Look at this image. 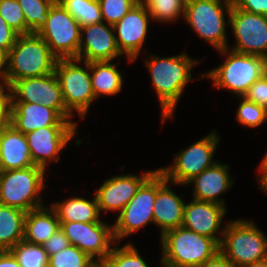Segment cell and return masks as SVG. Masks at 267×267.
I'll list each match as a JSON object with an SVG mask.
<instances>
[{"label": "cell", "instance_id": "6da1fadb", "mask_svg": "<svg viewBox=\"0 0 267 267\" xmlns=\"http://www.w3.org/2000/svg\"><path fill=\"white\" fill-rule=\"evenodd\" d=\"M146 66L151 73L152 84L158 95L161 105L162 121L172 118L176 105L186 87L187 82L192 81L191 70L198 60L181 53L171 57L150 56Z\"/></svg>", "mask_w": 267, "mask_h": 267}, {"label": "cell", "instance_id": "7a4b0ae2", "mask_svg": "<svg viewBox=\"0 0 267 267\" xmlns=\"http://www.w3.org/2000/svg\"><path fill=\"white\" fill-rule=\"evenodd\" d=\"M6 59L5 82L9 86L20 79L54 73L58 60L37 33L18 35Z\"/></svg>", "mask_w": 267, "mask_h": 267}, {"label": "cell", "instance_id": "3957f363", "mask_svg": "<svg viewBox=\"0 0 267 267\" xmlns=\"http://www.w3.org/2000/svg\"><path fill=\"white\" fill-rule=\"evenodd\" d=\"M161 242L163 267H199L220 251L214 239L183 226L166 231Z\"/></svg>", "mask_w": 267, "mask_h": 267}, {"label": "cell", "instance_id": "277c9868", "mask_svg": "<svg viewBox=\"0 0 267 267\" xmlns=\"http://www.w3.org/2000/svg\"><path fill=\"white\" fill-rule=\"evenodd\" d=\"M227 55L221 66L205 72L204 76L213 80L217 89L231 90L238 97L243 96L249 87L263 74L267 60L261 56L239 53L229 48L218 50Z\"/></svg>", "mask_w": 267, "mask_h": 267}, {"label": "cell", "instance_id": "5b68a950", "mask_svg": "<svg viewBox=\"0 0 267 267\" xmlns=\"http://www.w3.org/2000/svg\"><path fill=\"white\" fill-rule=\"evenodd\" d=\"M46 170L39 166L1 171L0 204L29 212L43 206Z\"/></svg>", "mask_w": 267, "mask_h": 267}, {"label": "cell", "instance_id": "8992f818", "mask_svg": "<svg viewBox=\"0 0 267 267\" xmlns=\"http://www.w3.org/2000/svg\"><path fill=\"white\" fill-rule=\"evenodd\" d=\"M219 249L234 267H240L267 258V237L251 220L237 219L225 226Z\"/></svg>", "mask_w": 267, "mask_h": 267}, {"label": "cell", "instance_id": "52a82bcc", "mask_svg": "<svg viewBox=\"0 0 267 267\" xmlns=\"http://www.w3.org/2000/svg\"><path fill=\"white\" fill-rule=\"evenodd\" d=\"M232 4V0H186L183 17L200 38L222 50L229 48L226 24L230 23ZM224 15L228 16L227 22Z\"/></svg>", "mask_w": 267, "mask_h": 267}, {"label": "cell", "instance_id": "ba28073f", "mask_svg": "<svg viewBox=\"0 0 267 267\" xmlns=\"http://www.w3.org/2000/svg\"><path fill=\"white\" fill-rule=\"evenodd\" d=\"M79 63L85 64V68L79 66ZM54 73L58 78L66 109L72 115L77 111L83 119L90 104L96 99L92 90L90 63L81 62L77 58L58 59Z\"/></svg>", "mask_w": 267, "mask_h": 267}, {"label": "cell", "instance_id": "9c48e42d", "mask_svg": "<svg viewBox=\"0 0 267 267\" xmlns=\"http://www.w3.org/2000/svg\"><path fill=\"white\" fill-rule=\"evenodd\" d=\"M165 176L158 170L140 186L137 193L119 213L117 221L112 225L115 241L121 240L154 223V202L157 190L166 182Z\"/></svg>", "mask_w": 267, "mask_h": 267}, {"label": "cell", "instance_id": "30bf717a", "mask_svg": "<svg viewBox=\"0 0 267 267\" xmlns=\"http://www.w3.org/2000/svg\"><path fill=\"white\" fill-rule=\"evenodd\" d=\"M37 34L58 59L78 58L81 26L57 0L49 9L47 21Z\"/></svg>", "mask_w": 267, "mask_h": 267}, {"label": "cell", "instance_id": "8fae6325", "mask_svg": "<svg viewBox=\"0 0 267 267\" xmlns=\"http://www.w3.org/2000/svg\"><path fill=\"white\" fill-rule=\"evenodd\" d=\"M219 138L216 131L211 132L191 146L189 145L184 151H180L175 156L173 166L158 170L170 184L186 185L193 177L218 162L213 159V156L220 141Z\"/></svg>", "mask_w": 267, "mask_h": 267}, {"label": "cell", "instance_id": "7c38bea8", "mask_svg": "<svg viewBox=\"0 0 267 267\" xmlns=\"http://www.w3.org/2000/svg\"><path fill=\"white\" fill-rule=\"evenodd\" d=\"M70 245L86 253L96 263H102L111 252V245L117 242L113 236L112 225L99 222H60ZM95 257H97L95 259Z\"/></svg>", "mask_w": 267, "mask_h": 267}, {"label": "cell", "instance_id": "4fadbf2b", "mask_svg": "<svg viewBox=\"0 0 267 267\" xmlns=\"http://www.w3.org/2000/svg\"><path fill=\"white\" fill-rule=\"evenodd\" d=\"M10 88L12 102L40 103L71 121L73 115L66 109L55 73L20 79L14 81Z\"/></svg>", "mask_w": 267, "mask_h": 267}, {"label": "cell", "instance_id": "5bb4252c", "mask_svg": "<svg viewBox=\"0 0 267 267\" xmlns=\"http://www.w3.org/2000/svg\"><path fill=\"white\" fill-rule=\"evenodd\" d=\"M229 24L236 38L231 50L267 60V16L231 6Z\"/></svg>", "mask_w": 267, "mask_h": 267}, {"label": "cell", "instance_id": "9a60e30c", "mask_svg": "<svg viewBox=\"0 0 267 267\" xmlns=\"http://www.w3.org/2000/svg\"><path fill=\"white\" fill-rule=\"evenodd\" d=\"M76 130L77 126H47L26 133L34 165L46 170L47 163L51 161L57 163L58 154L74 138Z\"/></svg>", "mask_w": 267, "mask_h": 267}, {"label": "cell", "instance_id": "2e32d148", "mask_svg": "<svg viewBox=\"0 0 267 267\" xmlns=\"http://www.w3.org/2000/svg\"><path fill=\"white\" fill-rule=\"evenodd\" d=\"M149 18L151 16L148 9L137 3L119 22L113 25L114 32L118 36H115L117 47L130 62L137 59L145 43Z\"/></svg>", "mask_w": 267, "mask_h": 267}, {"label": "cell", "instance_id": "e0dca14e", "mask_svg": "<svg viewBox=\"0 0 267 267\" xmlns=\"http://www.w3.org/2000/svg\"><path fill=\"white\" fill-rule=\"evenodd\" d=\"M115 36L113 25L105 22L82 26L77 59L88 63L113 61L122 55Z\"/></svg>", "mask_w": 267, "mask_h": 267}, {"label": "cell", "instance_id": "ac0fdd59", "mask_svg": "<svg viewBox=\"0 0 267 267\" xmlns=\"http://www.w3.org/2000/svg\"><path fill=\"white\" fill-rule=\"evenodd\" d=\"M226 212L225 206L193 198L190 203H185L182 226L199 235L212 238L220 245L225 231L221 225ZM218 231L220 236L216 235Z\"/></svg>", "mask_w": 267, "mask_h": 267}, {"label": "cell", "instance_id": "d6986e66", "mask_svg": "<svg viewBox=\"0 0 267 267\" xmlns=\"http://www.w3.org/2000/svg\"><path fill=\"white\" fill-rule=\"evenodd\" d=\"M155 171L143 172L142 176L124 174L106 179L94 193L100 212L117 210L120 213Z\"/></svg>", "mask_w": 267, "mask_h": 267}, {"label": "cell", "instance_id": "ffe728a7", "mask_svg": "<svg viewBox=\"0 0 267 267\" xmlns=\"http://www.w3.org/2000/svg\"><path fill=\"white\" fill-rule=\"evenodd\" d=\"M10 125L23 134L47 126H77L40 103L12 102Z\"/></svg>", "mask_w": 267, "mask_h": 267}, {"label": "cell", "instance_id": "44dd1931", "mask_svg": "<svg viewBox=\"0 0 267 267\" xmlns=\"http://www.w3.org/2000/svg\"><path fill=\"white\" fill-rule=\"evenodd\" d=\"M229 167L228 164L216 162L188 181L186 185H194L193 198L225 206V201L218 196L228 191L233 184Z\"/></svg>", "mask_w": 267, "mask_h": 267}, {"label": "cell", "instance_id": "7402d4cb", "mask_svg": "<svg viewBox=\"0 0 267 267\" xmlns=\"http://www.w3.org/2000/svg\"><path fill=\"white\" fill-rule=\"evenodd\" d=\"M34 166L25 134L7 125L0 130L1 171Z\"/></svg>", "mask_w": 267, "mask_h": 267}, {"label": "cell", "instance_id": "603a6c76", "mask_svg": "<svg viewBox=\"0 0 267 267\" xmlns=\"http://www.w3.org/2000/svg\"><path fill=\"white\" fill-rule=\"evenodd\" d=\"M166 181L156 192L154 224L161 229V236L171 229L181 227L185 202L168 186Z\"/></svg>", "mask_w": 267, "mask_h": 267}, {"label": "cell", "instance_id": "cb8c5ba5", "mask_svg": "<svg viewBox=\"0 0 267 267\" xmlns=\"http://www.w3.org/2000/svg\"><path fill=\"white\" fill-rule=\"evenodd\" d=\"M60 228V221L55 211L42 206L30 210L25 217L24 241L43 245Z\"/></svg>", "mask_w": 267, "mask_h": 267}, {"label": "cell", "instance_id": "d4e9b609", "mask_svg": "<svg viewBox=\"0 0 267 267\" xmlns=\"http://www.w3.org/2000/svg\"><path fill=\"white\" fill-rule=\"evenodd\" d=\"M87 200L82 197H71L62 203H52L50 206L60 222H99L100 210L97 199Z\"/></svg>", "mask_w": 267, "mask_h": 267}, {"label": "cell", "instance_id": "484cf974", "mask_svg": "<svg viewBox=\"0 0 267 267\" xmlns=\"http://www.w3.org/2000/svg\"><path fill=\"white\" fill-rule=\"evenodd\" d=\"M90 76L96 99L101 95H116L122 89L123 75L111 61L90 62Z\"/></svg>", "mask_w": 267, "mask_h": 267}, {"label": "cell", "instance_id": "4316f807", "mask_svg": "<svg viewBox=\"0 0 267 267\" xmlns=\"http://www.w3.org/2000/svg\"><path fill=\"white\" fill-rule=\"evenodd\" d=\"M27 212L0 204V251L11 250L24 239Z\"/></svg>", "mask_w": 267, "mask_h": 267}, {"label": "cell", "instance_id": "83f0119b", "mask_svg": "<svg viewBox=\"0 0 267 267\" xmlns=\"http://www.w3.org/2000/svg\"><path fill=\"white\" fill-rule=\"evenodd\" d=\"M80 24L86 26L103 22L98 0H57Z\"/></svg>", "mask_w": 267, "mask_h": 267}, {"label": "cell", "instance_id": "f1b7e54d", "mask_svg": "<svg viewBox=\"0 0 267 267\" xmlns=\"http://www.w3.org/2000/svg\"><path fill=\"white\" fill-rule=\"evenodd\" d=\"M146 7L151 20L169 23L184 15L186 0H138Z\"/></svg>", "mask_w": 267, "mask_h": 267}, {"label": "cell", "instance_id": "f546056e", "mask_svg": "<svg viewBox=\"0 0 267 267\" xmlns=\"http://www.w3.org/2000/svg\"><path fill=\"white\" fill-rule=\"evenodd\" d=\"M21 6L27 28L37 33L47 21L49 9L56 0H17Z\"/></svg>", "mask_w": 267, "mask_h": 267}, {"label": "cell", "instance_id": "4dcf8cb0", "mask_svg": "<svg viewBox=\"0 0 267 267\" xmlns=\"http://www.w3.org/2000/svg\"><path fill=\"white\" fill-rule=\"evenodd\" d=\"M21 267H48L49 257L42 245L18 242L11 250Z\"/></svg>", "mask_w": 267, "mask_h": 267}, {"label": "cell", "instance_id": "1f68e13d", "mask_svg": "<svg viewBox=\"0 0 267 267\" xmlns=\"http://www.w3.org/2000/svg\"><path fill=\"white\" fill-rule=\"evenodd\" d=\"M116 245L103 262L107 267H149L135 245L128 243L119 247V242Z\"/></svg>", "mask_w": 267, "mask_h": 267}, {"label": "cell", "instance_id": "d6a6232c", "mask_svg": "<svg viewBox=\"0 0 267 267\" xmlns=\"http://www.w3.org/2000/svg\"><path fill=\"white\" fill-rule=\"evenodd\" d=\"M96 262L74 245L51 255L48 267H94Z\"/></svg>", "mask_w": 267, "mask_h": 267}, {"label": "cell", "instance_id": "836d02e7", "mask_svg": "<svg viewBox=\"0 0 267 267\" xmlns=\"http://www.w3.org/2000/svg\"><path fill=\"white\" fill-rule=\"evenodd\" d=\"M240 98L242 99L236 113L237 121L250 128L261 126L267 119V110L243 96Z\"/></svg>", "mask_w": 267, "mask_h": 267}, {"label": "cell", "instance_id": "e575fe53", "mask_svg": "<svg viewBox=\"0 0 267 267\" xmlns=\"http://www.w3.org/2000/svg\"><path fill=\"white\" fill-rule=\"evenodd\" d=\"M0 16L19 35L31 33L17 0H0Z\"/></svg>", "mask_w": 267, "mask_h": 267}, {"label": "cell", "instance_id": "d590c367", "mask_svg": "<svg viewBox=\"0 0 267 267\" xmlns=\"http://www.w3.org/2000/svg\"><path fill=\"white\" fill-rule=\"evenodd\" d=\"M103 22L114 25L138 3V0H98Z\"/></svg>", "mask_w": 267, "mask_h": 267}, {"label": "cell", "instance_id": "8d00e7d4", "mask_svg": "<svg viewBox=\"0 0 267 267\" xmlns=\"http://www.w3.org/2000/svg\"><path fill=\"white\" fill-rule=\"evenodd\" d=\"M243 97L267 110V78L262 75L249 87Z\"/></svg>", "mask_w": 267, "mask_h": 267}, {"label": "cell", "instance_id": "74e56055", "mask_svg": "<svg viewBox=\"0 0 267 267\" xmlns=\"http://www.w3.org/2000/svg\"><path fill=\"white\" fill-rule=\"evenodd\" d=\"M11 105V88L6 82H0V130L10 124Z\"/></svg>", "mask_w": 267, "mask_h": 267}, {"label": "cell", "instance_id": "f35d334b", "mask_svg": "<svg viewBox=\"0 0 267 267\" xmlns=\"http://www.w3.org/2000/svg\"><path fill=\"white\" fill-rule=\"evenodd\" d=\"M70 245L68 238L61 228L42 245L47 252L48 257L58 253L59 251L67 248Z\"/></svg>", "mask_w": 267, "mask_h": 267}, {"label": "cell", "instance_id": "ab89813d", "mask_svg": "<svg viewBox=\"0 0 267 267\" xmlns=\"http://www.w3.org/2000/svg\"><path fill=\"white\" fill-rule=\"evenodd\" d=\"M18 35L19 34L10 28L6 21L0 16V49L4 53L7 54L10 51Z\"/></svg>", "mask_w": 267, "mask_h": 267}, {"label": "cell", "instance_id": "60d3db41", "mask_svg": "<svg viewBox=\"0 0 267 267\" xmlns=\"http://www.w3.org/2000/svg\"><path fill=\"white\" fill-rule=\"evenodd\" d=\"M232 2L243 11L267 16V0H232Z\"/></svg>", "mask_w": 267, "mask_h": 267}, {"label": "cell", "instance_id": "b9f144b4", "mask_svg": "<svg viewBox=\"0 0 267 267\" xmlns=\"http://www.w3.org/2000/svg\"><path fill=\"white\" fill-rule=\"evenodd\" d=\"M199 267H234L227 258L218 251L212 258L205 261Z\"/></svg>", "mask_w": 267, "mask_h": 267}, {"label": "cell", "instance_id": "7bdbcfd3", "mask_svg": "<svg viewBox=\"0 0 267 267\" xmlns=\"http://www.w3.org/2000/svg\"><path fill=\"white\" fill-rule=\"evenodd\" d=\"M0 267H21L10 250L0 251Z\"/></svg>", "mask_w": 267, "mask_h": 267}, {"label": "cell", "instance_id": "ee69618b", "mask_svg": "<svg viewBox=\"0 0 267 267\" xmlns=\"http://www.w3.org/2000/svg\"><path fill=\"white\" fill-rule=\"evenodd\" d=\"M6 53L0 49V82H5L6 77Z\"/></svg>", "mask_w": 267, "mask_h": 267}, {"label": "cell", "instance_id": "f6af8a7d", "mask_svg": "<svg viewBox=\"0 0 267 267\" xmlns=\"http://www.w3.org/2000/svg\"><path fill=\"white\" fill-rule=\"evenodd\" d=\"M261 176L259 175L260 189L267 193V169H259Z\"/></svg>", "mask_w": 267, "mask_h": 267}, {"label": "cell", "instance_id": "bcb514c9", "mask_svg": "<svg viewBox=\"0 0 267 267\" xmlns=\"http://www.w3.org/2000/svg\"><path fill=\"white\" fill-rule=\"evenodd\" d=\"M240 267H267V258L254 263L242 265Z\"/></svg>", "mask_w": 267, "mask_h": 267}, {"label": "cell", "instance_id": "7dc6e473", "mask_svg": "<svg viewBox=\"0 0 267 267\" xmlns=\"http://www.w3.org/2000/svg\"><path fill=\"white\" fill-rule=\"evenodd\" d=\"M258 169H267V152H266L265 156L263 157Z\"/></svg>", "mask_w": 267, "mask_h": 267}, {"label": "cell", "instance_id": "c3c4849f", "mask_svg": "<svg viewBox=\"0 0 267 267\" xmlns=\"http://www.w3.org/2000/svg\"><path fill=\"white\" fill-rule=\"evenodd\" d=\"M94 267H107V266L102 262V263H96Z\"/></svg>", "mask_w": 267, "mask_h": 267}, {"label": "cell", "instance_id": "681fc988", "mask_svg": "<svg viewBox=\"0 0 267 267\" xmlns=\"http://www.w3.org/2000/svg\"><path fill=\"white\" fill-rule=\"evenodd\" d=\"M263 75L267 78V62H266V65H265V69H264V74Z\"/></svg>", "mask_w": 267, "mask_h": 267}]
</instances>
